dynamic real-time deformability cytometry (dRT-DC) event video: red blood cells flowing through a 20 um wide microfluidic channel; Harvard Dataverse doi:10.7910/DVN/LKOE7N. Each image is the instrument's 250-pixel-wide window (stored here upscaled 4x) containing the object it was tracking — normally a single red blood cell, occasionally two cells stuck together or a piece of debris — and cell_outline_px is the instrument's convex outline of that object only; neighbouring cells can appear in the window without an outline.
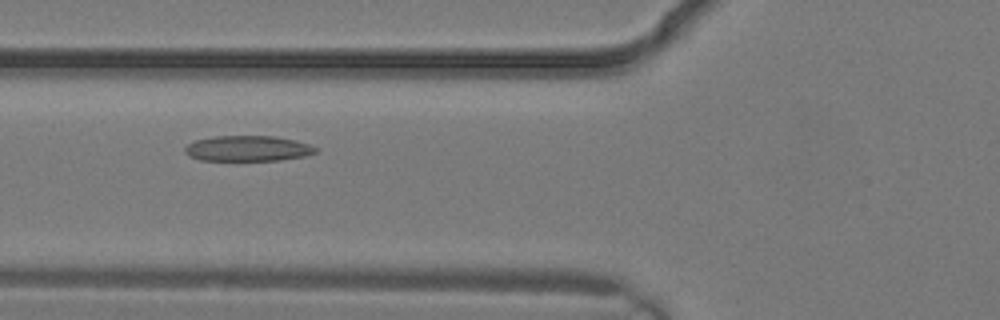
{"species": "common noctule bat (a hibernating species)", "species_latin": "Nyctalus noctula", "temperature_condition": "warm", "stored_images_in_passage": 3, "camera_frame_rate_fps": 3000, "um_per_image_px": 0.085, "animal": {"sex": "male", "body_mass_g": 19.2, "forearm_length_mm": 51.8}, "frame": {"image": 1, "passage_image": 3, "time_ms": 0.667, "image_size_px": [1000, 320], "cell_outline_px": [[316, 152], [304, 156], [280, 160], [200, 160], [188, 156], [184, 152], [184, 148], [188, 144], [196, 140], [216, 136], [276, 136], [296, 140], [308, 144], [316, 148]], "centroid_in_image_um": [21.04, 12.62], "position_along_channel_um": 104.8, "area_um2": 19.36}}